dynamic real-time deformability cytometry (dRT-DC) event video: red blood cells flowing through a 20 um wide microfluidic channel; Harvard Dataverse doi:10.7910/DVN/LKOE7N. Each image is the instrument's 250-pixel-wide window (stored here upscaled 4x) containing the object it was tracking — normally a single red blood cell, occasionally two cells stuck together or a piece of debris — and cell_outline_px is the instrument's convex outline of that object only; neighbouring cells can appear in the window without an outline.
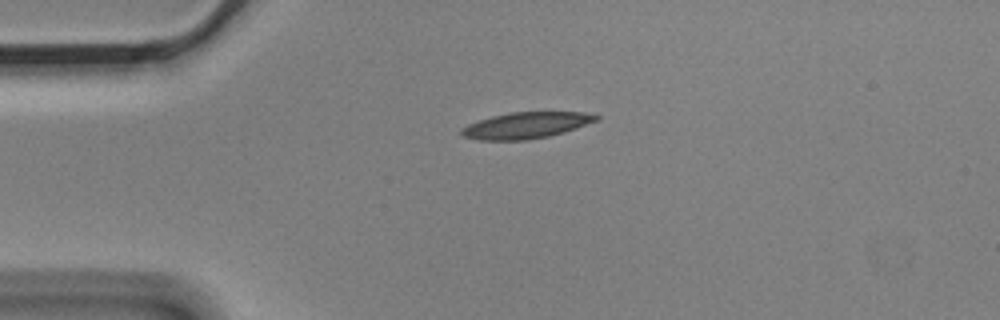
{"species": "Egyptian fruit bat (a non-hibernating species)", "species_latin": "Rousettus aegyptiacus", "temperature_condition": "cold", "stored_images_in_passage": 2, "camera_frame_rate_fps": 3000, "um_per_image_px": 0.085, "animal": {"sex": "male"}, "frame": {"image": 1, "passage_image": 2, "time_ms": 0.333, "image_size_px": [1000, 320], "cell_outline_px": [[600, 120], [564, 132], [548, 136], [528, 140], [480, 140], [464, 136], [460, 132], [460, 128], [468, 124], [492, 116], [512, 112], [584, 112], [600, 116]], "centroid_in_image_um": [44.74, 10.65], "position_along_channel_um": 40.3, "area_um2": 20.58}}